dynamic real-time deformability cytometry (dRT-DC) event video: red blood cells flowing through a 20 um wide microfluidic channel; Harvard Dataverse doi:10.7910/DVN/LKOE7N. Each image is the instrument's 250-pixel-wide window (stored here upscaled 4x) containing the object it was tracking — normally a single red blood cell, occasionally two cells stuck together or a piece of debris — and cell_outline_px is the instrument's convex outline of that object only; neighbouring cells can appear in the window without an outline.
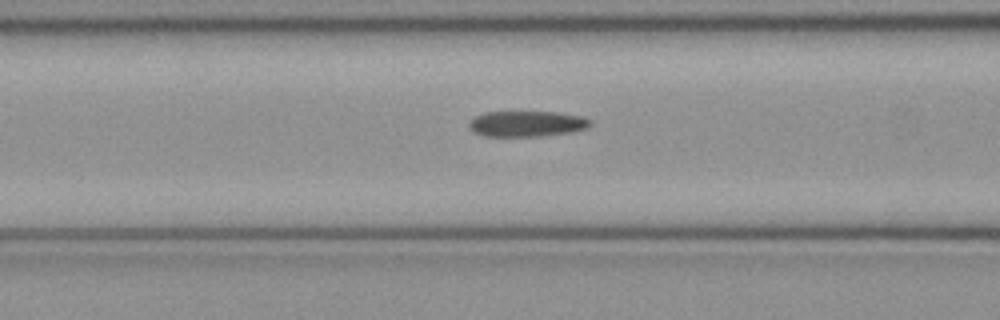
{"species": "common noctule bat (a hibernating species)", "species_latin": "Nyctalus noctula", "temperature_condition": "cold", "stored_images_in_passage": 51, "camera_frame_rate_fps": 3000, "um_per_image_px": 0.085, "animal": {"sex": "female", "body_mass_g": 21.9}, "frame": {"image": 1, "passage_image": 20, "time_ms": 6.333, "image_size_px": [1000, 320], "cell_outline_px": [[592, 124], [588, 128], [576, 132], [540, 136], [484, 136], [468, 128], [468, 124], [476, 116], [484, 112], [556, 112], [580, 116], [592, 120]], "centroid_in_image_um": [44.83, 10.52], "position_along_channel_um": 121.8, "area_um2": 18.26}}
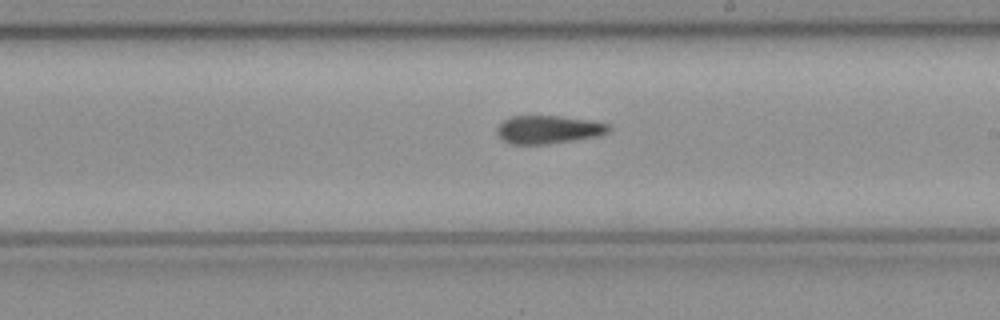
{"frame": {"image": 2, "passage_image": 29, "time_ms": 9.333, "image_size_px": [1000, 320], "cell_outline_px": [[612, 128], [608, 132], [600, 136], [548, 144], [512, 144], [496, 136], [496, 128], [504, 120], [512, 116], [560, 116], [592, 120], [608, 124]], "centroid_in_image_um": [46.63, 11.01], "position_along_channel_um": 242.4, "area_um2": 18.5}}
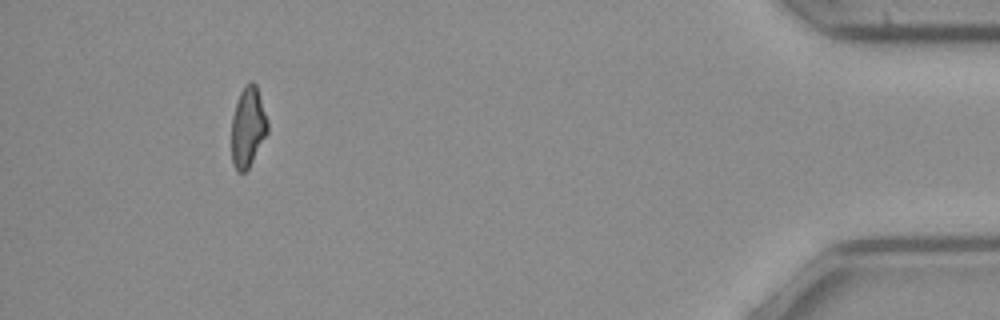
{"frame": {"image": 3, "passage_image": 47, "time_ms": 15.333, "image_size_px": [1000, 320], "cell_outline_px": [[268, 132], [248, 168], [244, 172], [236, 172], [232, 164], [232, 116], [240, 92], [252, 80], [256, 84], [268, 120]], "centroid_in_image_um": [21.07, 10.82], "position_along_channel_um": 414.1, "area_um2": 16.7}}